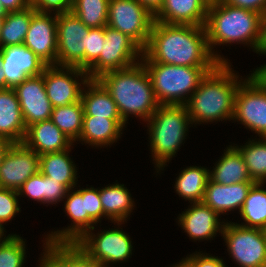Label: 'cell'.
Instances as JSON below:
<instances>
[{
	"instance_id": "obj_50",
	"label": "cell",
	"mask_w": 266,
	"mask_h": 267,
	"mask_svg": "<svg viewBox=\"0 0 266 267\" xmlns=\"http://www.w3.org/2000/svg\"><path fill=\"white\" fill-rule=\"evenodd\" d=\"M251 75L256 78L266 88V64L257 67Z\"/></svg>"
},
{
	"instance_id": "obj_35",
	"label": "cell",
	"mask_w": 266,
	"mask_h": 267,
	"mask_svg": "<svg viewBox=\"0 0 266 267\" xmlns=\"http://www.w3.org/2000/svg\"><path fill=\"white\" fill-rule=\"evenodd\" d=\"M25 239L11 234L0 243V267H23L26 262Z\"/></svg>"
},
{
	"instance_id": "obj_25",
	"label": "cell",
	"mask_w": 266,
	"mask_h": 267,
	"mask_svg": "<svg viewBox=\"0 0 266 267\" xmlns=\"http://www.w3.org/2000/svg\"><path fill=\"white\" fill-rule=\"evenodd\" d=\"M209 177L211 181L224 185L255 182L250 176L242 154L235 145L226 147L213 170L209 171Z\"/></svg>"
},
{
	"instance_id": "obj_24",
	"label": "cell",
	"mask_w": 266,
	"mask_h": 267,
	"mask_svg": "<svg viewBox=\"0 0 266 267\" xmlns=\"http://www.w3.org/2000/svg\"><path fill=\"white\" fill-rule=\"evenodd\" d=\"M26 130L14 89H0V135L13 143H22Z\"/></svg>"
},
{
	"instance_id": "obj_29",
	"label": "cell",
	"mask_w": 266,
	"mask_h": 267,
	"mask_svg": "<svg viewBox=\"0 0 266 267\" xmlns=\"http://www.w3.org/2000/svg\"><path fill=\"white\" fill-rule=\"evenodd\" d=\"M209 169L201 166H189L179 173L175 180V189L179 197L190 203L202 202L208 183Z\"/></svg>"
},
{
	"instance_id": "obj_31",
	"label": "cell",
	"mask_w": 266,
	"mask_h": 267,
	"mask_svg": "<svg viewBox=\"0 0 266 267\" xmlns=\"http://www.w3.org/2000/svg\"><path fill=\"white\" fill-rule=\"evenodd\" d=\"M265 182H255L242 208L239 211L244 223L239 225L262 229L266 225V189Z\"/></svg>"
},
{
	"instance_id": "obj_23",
	"label": "cell",
	"mask_w": 266,
	"mask_h": 267,
	"mask_svg": "<svg viewBox=\"0 0 266 267\" xmlns=\"http://www.w3.org/2000/svg\"><path fill=\"white\" fill-rule=\"evenodd\" d=\"M125 124L122 118L84 115L82 130L77 141L97 148L110 146L121 138Z\"/></svg>"
},
{
	"instance_id": "obj_47",
	"label": "cell",
	"mask_w": 266,
	"mask_h": 267,
	"mask_svg": "<svg viewBox=\"0 0 266 267\" xmlns=\"http://www.w3.org/2000/svg\"><path fill=\"white\" fill-rule=\"evenodd\" d=\"M141 3L147 10H149L153 15H155L161 8L164 0H137Z\"/></svg>"
},
{
	"instance_id": "obj_53",
	"label": "cell",
	"mask_w": 266,
	"mask_h": 267,
	"mask_svg": "<svg viewBox=\"0 0 266 267\" xmlns=\"http://www.w3.org/2000/svg\"><path fill=\"white\" fill-rule=\"evenodd\" d=\"M4 232H6L5 231V228H4V226H2L1 224H0V243L1 242H4L9 236H10V234L9 235H7V237H6V233H4ZM5 235V236H4ZM4 236V237H3Z\"/></svg>"
},
{
	"instance_id": "obj_56",
	"label": "cell",
	"mask_w": 266,
	"mask_h": 267,
	"mask_svg": "<svg viewBox=\"0 0 266 267\" xmlns=\"http://www.w3.org/2000/svg\"><path fill=\"white\" fill-rule=\"evenodd\" d=\"M3 21H4V17H0V35H1V27H2Z\"/></svg>"
},
{
	"instance_id": "obj_51",
	"label": "cell",
	"mask_w": 266,
	"mask_h": 267,
	"mask_svg": "<svg viewBox=\"0 0 266 267\" xmlns=\"http://www.w3.org/2000/svg\"><path fill=\"white\" fill-rule=\"evenodd\" d=\"M2 54H1V48H0V89H6V77L2 68Z\"/></svg>"
},
{
	"instance_id": "obj_13",
	"label": "cell",
	"mask_w": 266,
	"mask_h": 267,
	"mask_svg": "<svg viewBox=\"0 0 266 267\" xmlns=\"http://www.w3.org/2000/svg\"><path fill=\"white\" fill-rule=\"evenodd\" d=\"M88 80L87 72L75 66L50 65L44 69L45 89L53 107L79 102L83 89L81 85Z\"/></svg>"
},
{
	"instance_id": "obj_57",
	"label": "cell",
	"mask_w": 266,
	"mask_h": 267,
	"mask_svg": "<svg viewBox=\"0 0 266 267\" xmlns=\"http://www.w3.org/2000/svg\"><path fill=\"white\" fill-rule=\"evenodd\" d=\"M263 230V233H264V236H265V239H266V225L262 228Z\"/></svg>"
},
{
	"instance_id": "obj_36",
	"label": "cell",
	"mask_w": 266,
	"mask_h": 267,
	"mask_svg": "<svg viewBox=\"0 0 266 267\" xmlns=\"http://www.w3.org/2000/svg\"><path fill=\"white\" fill-rule=\"evenodd\" d=\"M105 43V27L90 28L85 47V71L99 58Z\"/></svg>"
},
{
	"instance_id": "obj_20",
	"label": "cell",
	"mask_w": 266,
	"mask_h": 267,
	"mask_svg": "<svg viewBox=\"0 0 266 267\" xmlns=\"http://www.w3.org/2000/svg\"><path fill=\"white\" fill-rule=\"evenodd\" d=\"M210 0H164L154 21L167 24L205 26Z\"/></svg>"
},
{
	"instance_id": "obj_26",
	"label": "cell",
	"mask_w": 266,
	"mask_h": 267,
	"mask_svg": "<svg viewBox=\"0 0 266 267\" xmlns=\"http://www.w3.org/2000/svg\"><path fill=\"white\" fill-rule=\"evenodd\" d=\"M81 102L84 108V115L121 118L115 101L97 79H89L83 85Z\"/></svg>"
},
{
	"instance_id": "obj_32",
	"label": "cell",
	"mask_w": 266,
	"mask_h": 267,
	"mask_svg": "<svg viewBox=\"0 0 266 267\" xmlns=\"http://www.w3.org/2000/svg\"><path fill=\"white\" fill-rule=\"evenodd\" d=\"M84 108L81 100L67 106L53 107L50 120L73 142L82 130Z\"/></svg>"
},
{
	"instance_id": "obj_2",
	"label": "cell",
	"mask_w": 266,
	"mask_h": 267,
	"mask_svg": "<svg viewBox=\"0 0 266 267\" xmlns=\"http://www.w3.org/2000/svg\"><path fill=\"white\" fill-rule=\"evenodd\" d=\"M205 30L209 49L220 63H229L213 48L217 45H249L255 53L261 42L262 15L248 9L231 6L220 0H210ZM216 53H215V52Z\"/></svg>"
},
{
	"instance_id": "obj_44",
	"label": "cell",
	"mask_w": 266,
	"mask_h": 267,
	"mask_svg": "<svg viewBox=\"0 0 266 267\" xmlns=\"http://www.w3.org/2000/svg\"><path fill=\"white\" fill-rule=\"evenodd\" d=\"M195 252L186 256L193 263L194 267H226L222 258L203 252L201 253V251L198 253L197 251Z\"/></svg>"
},
{
	"instance_id": "obj_10",
	"label": "cell",
	"mask_w": 266,
	"mask_h": 267,
	"mask_svg": "<svg viewBox=\"0 0 266 267\" xmlns=\"http://www.w3.org/2000/svg\"><path fill=\"white\" fill-rule=\"evenodd\" d=\"M124 222H117L118 228H109L95 235L90 229L76 242L92 259L103 267L109 264L126 262L132 255L133 245L130 236L119 226Z\"/></svg>"
},
{
	"instance_id": "obj_12",
	"label": "cell",
	"mask_w": 266,
	"mask_h": 267,
	"mask_svg": "<svg viewBox=\"0 0 266 267\" xmlns=\"http://www.w3.org/2000/svg\"><path fill=\"white\" fill-rule=\"evenodd\" d=\"M87 27L72 11L57 14V65L85 70Z\"/></svg>"
},
{
	"instance_id": "obj_39",
	"label": "cell",
	"mask_w": 266,
	"mask_h": 267,
	"mask_svg": "<svg viewBox=\"0 0 266 267\" xmlns=\"http://www.w3.org/2000/svg\"><path fill=\"white\" fill-rule=\"evenodd\" d=\"M66 267H103L77 243H66Z\"/></svg>"
},
{
	"instance_id": "obj_41",
	"label": "cell",
	"mask_w": 266,
	"mask_h": 267,
	"mask_svg": "<svg viewBox=\"0 0 266 267\" xmlns=\"http://www.w3.org/2000/svg\"><path fill=\"white\" fill-rule=\"evenodd\" d=\"M68 188L60 181L52 180V178L43 175V203L55 204L63 201L66 197Z\"/></svg>"
},
{
	"instance_id": "obj_3",
	"label": "cell",
	"mask_w": 266,
	"mask_h": 267,
	"mask_svg": "<svg viewBox=\"0 0 266 267\" xmlns=\"http://www.w3.org/2000/svg\"><path fill=\"white\" fill-rule=\"evenodd\" d=\"M230 64L219 63L191 95L186 108L192 124L233 119L235 96L243 79Z\"/></svg>"
},
{
	"instance_id": "obj_22",
	"label": "cell",
	"mask_w": 266,
	"mask_h": 267,
	"mask_svg": "<svg viewBox=\"0 0 266 267\" xmlns=\"http://www.w3.org/2000/svg\"><path fill=\"white\" fill-rule=\"evenodd\" d=\"M255 182L233 183L224 185L208 180L202 202L218 215L242 208L248 192Z\"/></svg>"
},
{
	"instance_id": "obj_16",
	"label": "cell",
	"mask_w": 266,
	"mask_h": 267,
	"mask_svg": "<svg viewBox=\"0 0 266 267\" xmlns=\"http://www.w3.org/2000/svg\"><path fill=\"white\" fill-rule=\"evenodd\" d=\"M26 127L49 120L53 111L44 84V71L39 76L27 77L14 88Z\"/></svg>"
},
{
	"instance_id": "obj_42",
	"label": "cell",
	"mask_w": 266,
	"mask_h": 267,
	"mask_svg": "<svg viewBox=\"0 0 266 267\" xmlns=\"http://www.w3.org/2000/svg\"><path fill=\"white\" fill-rule=\"evenodd\" d=\"M18 195H25L32 200L43 203V174L41 172L28 178L18 190Z\"/></svg>"
},
{
	"instance_id": "obj_40",
	"label": "cell",
	"mask_w": 266,
	"mask_h": 267,
	"mask_svg": "<svg viewBox=\"0 0 266 267\" xmlns=\"http://www.w3.org/2000/svg\"><path fill=\"white\" fill-rule=\"evenodd\" d=\"M77 191L85 198V205L88 215L98 223L103 217L102 203L100 201V189L90 188H77Z\"/></svg>"
},
{
	"instance_id": "obj_38",
	"label": "cell",
	"mask_w": 266,
	"mask_h": 267,
	"mask_svg": "<svg viewBox=\"0 0 266 267\" xmlns=\"http://www.w3.org/2000/svg\"><path fill=\"white\" fill-rule=\"evenodd\" d=\"M18 191L0 188V224L3 226L20 212Z\"/></svg>"
},
{
	"instance_id": "obj_11",
	"label": "cell",
	"mask_w": 266,
	"mask_h": 267,
	"mask_svg": "<svg viewBox=\"0 0 266 267\" xmlns=\"http://www.w3.org/2000/svg\"><path fill=\"white\" fill-rule=\"evenodd\" d=\"M232 120L266 138V88L252 75L237 89Z\"/></svg>"
},
{
	"instance_id": "obj_28",
	"label": "cell",
	"mask_w": 266,
	"mask_h": 267,
	"mask_svg": "<svg viewBox=\"0 0 266 267\" xmlns=\"http://www.w3.org/2000/svg\"><path fill=\"white\" fill-rule=\"evenodd\" d=\"M71 147L64 151L40 155V172L52 180L60 181L68 189L77 187V168L69 156Z\"/></svg>"
},
{
	"instance_id": "obj_30",
	"label": "cell",
	"mask_w": 266,
	"mask_h": 267,
	"mask_svg": "<svg viewBox=\"0 0 266 267\" xmlns=\"http://www.w3.org/2000/svg\"><path fill=\"white\" fill-rule=\"evenodd\" d=\"M35 11L33 6H29L21 11L7 13L1 27L0 48L24 43Z\"/></svg>"
},
{
	"instance_id": "obj_37",
	"label": "cell",
	"mask_w": 266,
	"mask_h": 267,
	"mask_svg": "<svg viewBox=\"0 0 266 267\" xmlns=\"http://www.w3.org/2000/svg\"><path fill=\"white\" fill-rule=\"evenodd\" d=\"M43 247L38 267H66V243L44 242Z\"/></svg>"
},
{
	"instance_id": "obj_34",
	"label": "cell",
	"mask_w": 266,
	"mask_h": 267,
	"mask_svg": "<svg viewBox=\"0 0 266 267\" xmlns=\"http://www.w3.org/2000/svg\"><path fill=\"white\" fill-rule=\"evenodd\" d=\"M109 0H76L71 11L89 28L107 25Z\"/></svg>"
},
{
	"instance_id": "obj_17",
	"label": "cell",
	"mask_w": 266,
	"mask_h": 267,
	"mask_svg": "<svg viewBox=\"0 0 266 267\" xmlns=\"http://www.w3.org/2000/svg\"><path fill=\"white\" fill-rule=\"evenodd\" d=\"M74 189H69L64 203L65 214L72 220L67 228L47 234L44 242L76 243L97 224L87 213L85 198Z\"/></svg>"
},
{
	"instance_id": "obj_21",
	"label": "cell",
	"mask_w": 266,
	"mask_h": 267,
	"mask_svg": "<svg viewBox=\"0 0 266 267\" xmlns=\"http://www.w3.org/2000/svg\"><path fill=\"white\" fill-rule=\"evenodd\" d=\"M22 143L38 155L64 151L74 145L50 119L28 126Z\"/></svg>"
},
{
	"instance_id": "obj_9",
	"label": "cell",
	"mask_w": 266,
	"mask_h": 267,
	"mask_svg": "<svg viewBox=\"0 0 266 267\" xmlns=\"http://www.w3.org/2000/svg\"><path fill=\"white\" fill-rule=\"evenodd\" d=\"M154 15L137 0H109L107 25L127 34L142 49L149 41Z\"/></svg>"
},
{
	"instance_id": "obj_45",
	"label": "cell",
	"mask_w": 266,
	"mask_h": 267,
	"mask_svg": "<svg viewBox=\"0 0 266 267\" xmlns=\"http://www.w3.org/2000/svg\"><path fill=\"white\" fill-rule=\"evenodd\" d=\"M220 1L231 6L255 11L261 15H263L266 12V0H220Z\"/></svg>"
},
{
	"instance_id": "obj_55",
	"label": "cell",
	"mask_w": 266,
	"mask_h": 267,
	"mask_svg": "<svg viewBox=\"0 0 266 267\" xmlns=\"http://www.w3.org/2000/svg\"><path fill=\"white\" fill-rule=\"evenodd\" d=\"M66 1L70 6H72L75 3L76 0H66Z\"/></svg>"
},
{
	"instance_id": "obj_27",
	"label": "cell",
	"mask_w": 266,
	"mask_h": 267,
	"mask_svg": "<svg viewBox=\"0 0 266 267\" xmlns=\"http://www.w3.org/2000/svg\"><path fill=\"white\" fill-rule=\"evenodd\" d=\"M103 217L112 223L127 221L134 209V200L124 184L114 183L100 189Z\"/></svg>"
},
{
	"instance_id": "obj_48",
	"label": "cell",
	"mask_w": 266,
	"mask_h": 267,
	"mask_svg": "<svg viewBox=\"0 0 266 267\" xmlns=\"http://www.w3.org/2000/svg\"><path fill=\"white\" fill-rule=\"evenodd\" d=\"M257 54L266 55V12L262 15L261 42Z\"/></svg>"
},
{
	"instance_id": "obj_1",
	"label": "cell",
	"mask_w": 266,
	"mask_h": 267,
	"mask_svg": "<svg viewBox=\"0 0 266 267\" xmlns=\"http://www.w3.org/2000/svg\"><path fill=\"white\" fill-rule=\"evenodd\" d=\"M143 53L152 61L188 67H216L204 26L154 21Z\"/></svg>"
},
{
	"instance_id": "obj_4",
	"label": "cell",
	"mask_w": 266,
	"mask_h": 267,
	"mask_svg": "<svg viewBox=\"0 0 266 267\" xmlns=\"http://www.w3.org/2000/svg\"><path fill=\"white\" fill-rule=\"evenodd\" d=\"M97 80L115 101L125 123H128L130 115L146 122L159 107L151 78L142 62L126 69L105 72Z\"/></svg>"
},
{
	"instance_id": "obj_33",
	"label": "cell",
	"mask_w": 266,
	"mask_h": 267,
	"mask_svg": "<svg viewBox=\"0 0 266 267\" xmlns=\"http://www.w3.org/2000/svg\"><path fill=\"white\" fill-rule=\"evenodd\" d=\"M256 140L249 139L245 145L239 147L235 144V147L242 154L251 178L266 183V138Z\"/></svg>"
},
{
	"instance_id": "obj_5",
	"label": "cell",
	"mask_w": 266,
	"mask_h": 267,
	"mask_svg": "<svg viewBox=\"0 0 266 267\" xmlns=\"http://www.w3.org/2000/svg\"><path fill=\"white\" fill-rule=\"evenodd\" d=\"M146 122L153 164L159 174L184 144L192 121L186 105H159Z\"/></svg>"
},
{
	"instance_id": "obj_14",
	"label": "cell",
	"mask_w": 266,
	"mask_h": 267,
	"mask_svg": "<svg viewBox=\"0 0 266 267\" xmlns=\"http://www.w3.org/2000/svg\"><path fill=\"white\" fill-rule=\"evenodd\" d=\"M40 172V155L23 143H14L0 166V188L18 191L31 176Z\"/></svg>"
},
{
	"instance_id": "obj_15",
	"label": "cell",
	"mask_w": 266,
	"mask_h": 267,
	"mask_svg": "<svg viewBox=\"0 0 266 267\" xmlns=\"http://www.w3.org/2000/svg\"><path fill=\"white\" fill-rule=\"evenodd\" d=\"M23 45L47 66L57 65V14L35 11Z\"/></svg>"
},
{
	"instance_id": "obj_6",
	"label": "cell",
	"mask_w": 266,
	"mask_h": 267,
	"mask_svg": "<svg viewBox=\"0 0 266 267\" xmlns=\"http://www.w3.org/2000/svg\"><path fill=\"white\" fill-rule=\"evenodd\" d=\"M141 62L151 78L153 92L159 105H186L202 79L215 68L152 62L144 53Z\"/></svg>"
},
{
	"instance_id": "obj_8",
	"label": "cell",
	"mask_w": 266,
	"mask_h": 267,
	"mask_svg": "<svg viewBox=\"0 0 266 267\" xmlns=\"http://www.w3.org/2000/svg\"><path fill=\"white\" fill-rule=\"evenodd\" d=\"M230 257L240 267H266V239L262 229L225 222L221 233Z\"/></svg>"
},
{
	"instance_id": "obj_18",
	"label": "cell",
	"mask_w": 266,
	"mask_h": 267,
	"mask_svg": "<svg viewBox=\"0 0 266 267\" xmlns=\"http://www.w3.org/2000/svg\"><path fill=\"white\" fill-rule=\"evenodd\" d=\"M1 54L2 68L6 77V89L14 88L27 77L41 75L47 66L23 44L3 47Z\"/></svg>"
},
{
	"instance_id": "obj_43",
	"label": "cell",
	"mask_w": 266,
	"mask_h": 267,
	"mask_svg": "<svg viewBox=\"0 0 266 267\" xmlns=\"http://www.w3.org/2000/svg\"><path fill=\"white\" fill-rule=\"evenodd\" d=\"M31 6L38 12L58 14L71 11L66 0H31Z\"/></svg>"
},
{
	"instance_id": "obj_54",
	"label": "cell",
	"mask_w": 266,
	"mask_h": 267,
	"mask_svg": "<svg viewBox=\"0 0 266 267\" xmlns=\"http://www.w3.org/2000/svg\"><path fill=\"white\" fill-rule=\"evenodd\" d=\"M8 11L4 8V6L0 2V17H5Z\"/></svg>"
},
{
	"instance_id": "obj_7",
	"label": "cell",
	"mask_w": 266,
	"mask_h": 267,
	"mask_svg": "<svg viewBox=\"0 0 266 267\" xmlns=\"http://www.w3.org/2000/svg\"><path fill=\"white\" fill-rule=\"evenodd\" d=\"M143 49L127 34L105 26V43L99 58L86 70L89 79L141 62ZM137 60V61H136Z\"/></svg>"
},
{
	"instance_id": "obj_49",
	"label": "cell",
	"mask_w": 266,
	"mask_h": 267,
	"mask_svg": "<svg viewBox=\"0 0 266 267\" xmlns=\"http://www.w3.org/2000/svg\"><path fill=\"white\" fill-rule=\"evenodd\" d=\"M13 144L14 143L11 142L8 138L0 135V166L4 160L5 155Z\"/></svg>"
},
{
	"instance_id": "obj_46",
	"label": "cell",
	"mask_w": 266,
	"mask_h": 267,
	"mask_svg": "<svg viewBox=\"0 0 266 267\" xmlns=\"http://www.w3.org/2000/svg\"><path fill=\"white\" fill-rule=\"evenodd\" d=\"M8 12L21 11L31 6V0H0Z\"/></svg>"
},
{
	"instance_id": "obj_19",
	"label": "cell",
	"mask_w": 266,
	"mask_h": 267,
	"mask_svg": "<svg viewBox=\"0 0 266 267\" xmlns=\"http://www.w3.org/2000/svg\"><path fill=\"white\" fill-rule=\"evenodd\" d=\"M188 209L179 214L178 225L192 240H210L222 233L224 221L219 215L203 202L190 203Z\"/></svg>"
},
{
	"instance_id": "obj_52",
	"label": "cell",
	"mask_w": 266,
	"mask_h": 267,
	"mask_svg": "<svg viewBox=\"0 0 266 267\" xmlns=\"http://www.w3.org/2000/svg\"><path fill=\"white\" fill-rule=\"evenodd\" d=\"M171 267V266H170ZM172 267H194L193 263L186 257L183 258L179 263L173 264Z\"/></svg>"
}]
</instances>
